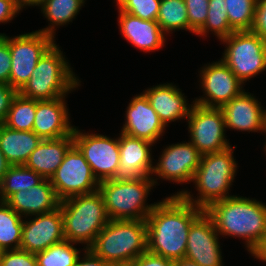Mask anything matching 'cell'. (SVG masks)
<instances>
[{
	"label": "cell",
	"instance_id": "obj_1",
	"mask_svg": "<svg viewBox=\"0 0 266 266\" xmlns=\"http://www.w3.org/2000/svg\"><path fill=\"white\" fill-rule=\"evenodd\" d=\"M204 211L181 196L157 202L146 219L147 250L173 261L185 258L191 224Z\"/></svg>",
	"mask_w": 266,
	"mask_h": 266
},
{
	"label": "cell",
	"instance_id": "obj_2",
	"mask_svg": "<svg viewBox=\"0 0 266 266\" xmlns=\"http://www.w3.org/2000/svg\"><path fill=\"white\" fill-rule=\"evenodd\" d=\"M205 212L220 236L243 239L251 255L266 237V203L255 198L233 195L212 203Z\"/></svg>",
	"mask_w": 266,
	"mask_h": 266
},
{
	"label": "cell",
	"instance_id": "obj_3",
	"mask_svg": "<svg viewBox=\"0 0 266 266\" xmlns=\"http://www.w3.org/2000/svg\"><path fill=\"white\" fill-rule=\"evenodd\" d=\"M233 148L236 145L201 156L200 165L192 180L198 193L197 198L186 189L179 190L173 196H181L186 202L203 210L214 202L233 196L229 190L238 170Z\"/></svg>",
	"mask_w": 266,
	"mask_h": 266
},
{
	"label": "cell",
	"instance_id": "obj_4",
	"mask_svg": "<svg viewBox=\"0 0 266 266\" xmlns=\"http://www.w3.org/2000/svg\"><path fill=\"white\" fill-rule=\"evenodd\" d=\"M56 42L39 59L31 77L19 93L34 100H54L81 86L77 74Z\"/></svg>",
	"mask_w": 266,
	"mask_h": 266
},
{
	"label": "cell",
	"instance_id": "obj_5",
	"mask_svg": "<svg viewBox=\"0 0 266 266\" xmlns=\"http://www.w3.org/2000/svg\"><path fill=\"white\" fill-rule=\"evenodd\" d=\"M65 240L89 248L110 221L102 194L75 195L60 202ZM86 245V246H85Z\"/></svg>",
	"mask_w": 266,
	"mask_h": 266
},
{
	"label": "cell",
	"instance_id": "obj_6",
	"mask_svg": "<svg viewBox=\"0 0 266 266\" xmlns=\"http://www.w3.org/2000/svg\"><path fill=\"white\" fill-rule=\"evenodd\" d=\"M146 220H110L88 248L107 263L132 262L147 251Z\"/></svg>",
	"mask_w": 266,
	"mask_h": 266
},
{
	"label": "cell",
	"instance_id": "obj_7",
	"mask_svg": "<svg viewBox=\"0 0 266 266\" xmlns=\"http://www.w3.org/2000/svg\"><path fill=\"white\" fill-rule=\"evenodd\" d=\"M153 187L151 176L131 181L108 179L100 182L98 191L110 220H146L157 203H146Z\"/></svg>",
	"mask_w": 266,
	"mask_h": 266
},
{
	"label": "cell",
	"instance_id": "obj_8",
	"mask_svg": "<svg viewBox=\"0 0 266 266\" xmlns=\"http://www.w3.org/2000/svg\"><path fill=\"white\" fill-rule=\"evenodd\" d=\"M221 60L245 84L266 70V41L252 31H234L221 40Z\"/></svg>",
	"mask_w": 266,
	"mask_h": 266
},
{
	"label": "cell",
	"instance_id": "obj_9",
	"mask_svg": "<svg viewBox=\"0 0 266 266\" xmlns=\"http://www.w3.org/2000/svg\"><path fill=\"white\" fill-rule=\"evenodd\" d=\"M55 42L52 36L38 31L9 36L10 86L13 89L19 92L24 87L39 59Z\"/></svg>",
	"mask_w": 266,
	"mask_h": 266
},
{
	"label": "cell",
	"instance_id": "obj_10",
	"mask_svg": "<svg viewBox=\"0 0 266 266\" xmlns=\"http://www.w3.org/2000/svg\"><path fill=\"white\" fill-rule=\"evenodd\" d=\"M186 120L189 141L201 155L219 152L231 146L225 137L227 130L221 108L193 103Z\"/></svg>",
	"mask_w": 266,
	"mask_h": 266
},
{
	"label": "cell",
	"instance_id": "obj_11",
	"mask_svg": "<svg viewBox=\"0 0 266 266\" xmlns=\"http://www.w3.org/2000/svg\"><path fill=\"white\" fill-rule=\"evenodd\" d=\"M49 180L61 201L75 195L93 193L100 184L75 144L68 149L63 162Z\"/></svg>",
	"mask_w": 266,
	"mask_h": 266
},
{
	"label": "cell",
	"instance_id": "obj_12",
	"mask_svg": "<svg viewBox=\"0 0 266 266\" xmlns=\"http://www.w3.org/2000/svg\"><path fill=\"white\" fill-rule=\"evenodd\" d=\"M73 139L99 182L114 177L119 167V137L111 138L95 132L83 133L75 126Z\"/></svg>",
	"mask_w": 266,
	"mask_h": 266
},
{
	"label": "cell",
	"instance_id": "obj_13",
	"mask_svg": "<svg viewBox=\"0 0 266 266\" xmlns=\"http://www.w3.org/2000/svg\"><path fill=\"white\" fill-rule=\"evenodd\" d=\"M199 86L203 94L193 100L195 104L204 107L221 108L225 103L240 95L244 85L220 59L209 62L199 71Z\"/></svg>",
	"mask_w": 266,
	"mask_h": 266
},
{
	"label": "cell",
	"instance_id": "obj_14",
	"mask_svg": "<svg viewBox=\"0 0 266 266\" xmlns=\"http://www.w3.org/2000/svg\"><path fill=\"white\" fill-rule=\"evenodd\" d=\"M164 148L162 154L159 155L158 162L154 163L151 174L155 186L159 178L177 184H190L200 165L202 155L189 140L173 143Z\"/></svg>",
	"mask_w": 266,
	"mask_h": 266
},
{
	"label": "cell",
	"instance_id": "obj_15",
	"mask_svg": "<svg viewBox=\"0 0 266 266\" xmlns=\"http://www.w3.org/2000/svg\"><path fill=\"white\" fill-rule=\"evenodd\" d=\"M219 237L212 218L204 211L191 224L185 258L200 266H224Z\"/></svg>",
	"mask_w": 266,
	"mask_h": 266
},
{
	"label": "cell",
	"instance_id": "obj_16",
	"mask_svg": "<svg viewBox=\"0 0 266 266\" xmlns=\"http://www.w3.org/2000/svg\"><path fill=\"white\" fill-rule=\"evenodd\" d=\"M33 216L23 218L21 250L36 254L65 240L60 207Z\"/></svg>",
	"mask_w": 266,
	"mask_h": 266
},
{
	"label": "cell",
	"instance_id": "obj_17",
	"mask_svg": "<svg viewBox=\"0 0 266 266\" xmlns=\"http://www.w3.org/2000/svg\"><path fill=\"white\" fill-rule=\"evenodd\" d=\"M152 146H155V144L120 132L119 167L112 179L115 181H131L152 176L154 168Z\"/></svg>",
	"mask_w": 266,
	"mask_h": 266
},
{
	"label": "cell",
	"instance_id": "obj_18",
	"mask_svg": "<svg viewBox=\"0 0 266 266\" xmlns=\"http://www.w3.org/2000/svg\"><path fill=\"white\" fill-rule=\"evenodd\" d=\"M245 91L221 107L226 129L263 132L266 136V109L254 94Z\"/></svg>",
	"mask_w": 266,
	"mask_h": 266
},
{
	"label": "cell",
	"instance_id": "obj_19",
	"mask_svg": "<svg viewBox=\"0 0 266 266\" xmlns=\"http://www.w3.org/2000/svg\"><path fill=\"white\" fill-rule=\"evenodd\" d=\"M125 112L121 133L147 140L153 144L165 134L166 126L143 92L131 98Z\"/></svg>",
	"mask_w": 266,
	"mask_h": 266
},
{
	"label": "cell",
	"instance_id": "obj_20",
	"mask_svg": "<svg viewBox=\"0 0 266 266\" xmlns=\"http://www.w3.org/2000/svg\"><path fill=\"white\" fill-rule=\"evenodd\" d=\"M66 96L54 100H36L34 131L42 140L58 139L71 135L74 130L70 122Z\"/></svg>",
	"mask_w": 266,
	"mask_h": 266
},
{
	"label": "cell",
	"instance_id": "obj_21",
	"mask_svg": "<svg viewBox=\"0 0 266 266\" xmlns=\"http://www.w3.org/2000/svg\"><path fill=\"white\" fill-rule=\"evenodd\" d=\"M118 26L122 37L143 52L158 51L165 46L166 34L157 21L143 20L118 8Z\"/></svg>",
	"mask_w": 266,
	"mask_h": 266
},
{
	"label": "cell",
	"instance_id": "obj_22",
	"mask_svg": "<svg viewBox=\"0 0 266 266\" xmlns=\"http://www.w3.org/2000/svg\"><path fill=\"white\" fill-rule=\"evenodd\" d=\"M143 93L166 127L168 123L188 118L194 103L193 101L191 104L187 103V96L172 82L157 84L143 90Z\"/></svg>",
	"mask_w": 266,
	"mask_h": 266
},
{
	"label": "cell",
	"instance_id": "obj_23",
	"mask_svg": "<svg viewBox=\"0 0 266 266\" xmlns=\"http://www.w3.org/2000/svg\"><path fill=\"white\" fill-rule=\"evenodd\" d=\"M5 202L25 218L56 210L60 207L61 200L57 197L50 180L44 178L29 190H21L12 194Z\"/></svg>",
	"mask_w": 266,
	"mask_h": 266
},
{
	"label": "cell",
	"instance_id": "obj_24",
	"mask_svg": "<svg viewBox=\"0 0 266 266\" xmlns=\"http://www.w3.org/2000/svg\"><path fill=\"white\" fill-rule=\"evenodd\" d=\"M74 144L73 133L58 139H44L30 154L25 166L50 179Z\"/></svg>",
	"mask_w": 266,
	"mask_h": 266
},
{
	"label": "cell",
	"instance_id": "obj_25",
	"mask_svg": "<svg viewBox=\"0 0 266 266\" xmlns=\"http://www.w3.org/2000/svg\"><path fill=\"white\" fill-rule=\"evenodd\" d=\"M41 141L34 131L14 130L0 124V149L11 165H25Z\"/></svg>",
	"mask_w": 266,
	"mask_h": 266
},
{
	"label": "cell",
	"instance_id": "obj_26",
	"mask_svg": "<svg viewBox=\"0 0 266 266\" xmlns=\"http://www.w3.org/2000/svg\"><path fill=\"white\" fill-rule=\"evenodd\" d=\"M86 0H45L38 7L48 20L46 28L36 30L55 39L57 27L70 24L84 6ZM57 26V27H56ZM56 28V29H55Z\"/></svg>",
	"mask_w": 266,
	"mask_h": 266
},
{
	"label": "cell",
	"instance_id": "obj_27",
	"mask_svg": "<svg viewBox=\"0 0 266 266\" xmlns=\"http://www.w3.org/2000/svg\"><path fill=\"white\" fill-rule=\"evenodd\" d=\"M44 178L25 165H11L0 182V201L5 202L12 194L29 190Z\"/></svg>",
	"mask_w": 266,
	"mask_h": 266
},
{
	"label": "cell",
	"instance_id": "obj_28",
	"mask_svg": "<svg viewBox=\"0 0 266 266\" xmlns=\"http://www.w3.org/2000/svg\"><path fill=\"white\" fill-rule=\"evenodd\" d=\"M22 226L23 217L0 201V251L20 249Z\"/></svg>",
	"mask_w": 266,
	"mask_h": 266
},
{
	"label": "cell",
	"instance_id": "obj_29",
	"mask_svg": "<svg viewBox=\"0 0 266 266\" xmlns=\"http://www.w3.org/2000/svg\"><path fill=\"white\" fill-rule=\"evenodd\" d=\"M156 21L166 35L172 34L174 31H189L184 0H161Z\"/></svg>",
	"mask_w": 266,
	"mask_h": 266
},
{
	"label": "cell",
	"instance_id": "obj_30",
	"mask_svg": "<svg viewBox=\"0 0 266 266\" xmlns=\"http://www.w3.org/2000/svg\"><path fill=\"white\" fill-rule=\"evenodd\" d=\"M36 112V100L22 96L19 92L11 102L4 125L21 131H32Z\"/></svg>",
	"mask_w": 266,
	"mask_h": 266
},
{
	"label": "cell",
	"instance_id": "obj_31",
	"mask_svg": "<svg viewBox=\"0 0 266 266\" xmlns=\"http://www.w3.org/2000/svg\"><path fill=\"white\" fill-rule=\"evenodd\" d=\"M233 32L229 24L225 0H209L206 22L195 35L203 38L210 33L221 41Z\"/></svg>",
	"mask_w": 266,
	"mask_h": 266
},
{
	"label": "cell",
	"instance_id": "obj_32",
	"mask_svg": "<svg viewBox=\"0 0 266 266\" xmlns=\"http://www.w3.org/2000/svg\"><path fill=\"white\" fill-rule=\"evenodd\" d=\"M72 243L64 240L60 243L51 245L46 250L36 253L38 266H73L76 259L84 251L77 249Z\"/></svg>",
	"mask_w": 266,
	"mask_h": 266
},
{
	"label": "cell",
	"instance_id": "obj_33",
	"mask_svg": "<svg viewBox=\"0 0 266 266\" xmlns=\"http://www.w3.org/2000/svg\"><path fill=\"white\" fill-rule=\"evenodd\" d=\"M230 27L234 31H251L257 0H225Z\"/></svg>",
	"mask_w": 266,
	"mask_h": 266
},
{
	"label": "cell",
	"instance_id": "obj_34",
	"mask_svg": "<svg viewBox=\"0 0 266 266\" xmlns=\"http://www.w3.org/2000/svg\"><path fill=\"white\" fill-rule=\"evenodd\" d=\"M116 7L143 20L156 21L161 0H114Z\"/></svg>",
	"mask_w": 266,
	"mask_h": 266
},
{
	"label": "cell",
	"instance_id": "obj_35",
	"mask_svg": "<svg viewBox=\"0 0 266 266\" xmlns=\"http://www.w3.org/2000/svg\"><path fill=\"white\" fill-rule=\"evenodd\" d=\"M189 20V32L197 33L205 24L209 0H184Z\"/></svg>",
	"mask_w": 266,
	"mask_h": 266
},
{
	"label": "cell",
	"instance_id": "obj_36",
	"mask_svg": "<svg viewBox=\"0 0 266 266\" xmlns=\"http://www.w3.org/2000/svg\"><path fill=\"white\" fill-rule=\"evenodd\" d=\"M0 266H38L36 255L21 249L1 251Z\"/></svg>",
	"mask_w": 266,
	"mask_h": 266
},
{
	"label": "cell",
	"instance_id": "obj_37",
	"mask_svg": "<svg viewBox=\"0 0 266 266\" xmlns=\"http://www.w3.org/2000/svg\"><path fill=\"white\" fill-rule=\"evenodd\" d=\"M11 54L9 36L0 33V83L10 85Z\"/></svg>",
	"mask_w": 266,
	"mask_h": 266
},
{
	"label": "cell",
	"instance_id": "obj_38",
	"mask_svg": "<svg viewBox=\"0 0 266 266\" xmlns=\"http://www.w3.org/2000/svg\"><path fill=\"white\" fill-rule=\"evenodd\" d=\"M251 31L266 41V0H257L255 20Z\"/></svg>",
	"mask_w": 266,
	"mask_h": 266
},
{
	"label": "cell",
	"instance_id": "obj_39",
	"mask_svg": "<svg viewBox=\"0 0 266 266\" xmlns=\"http://www.w3.org/2000/svg\"><path fill=\"white\" fill-rule=\"evenodd\" d=\"M131 266H174V261L148 250L131 262Z\"/></svg>",
	"mask_w": 266,
	"mask_h": 266
},
{
	"label": "cell",
	"instance_id": "obj_40",
	"mask_svg": "<svg viewBox=\"0 0 266 266\" xmlns=\"http://www.w3.org/2000/svg\"><path fill=\"white\" fill-rule=\"evenodd\" d=\"M17 93L9 84L0 83V124L4 123L11 102Z\"/></svg>",
	"mask_w": 266,
	"mask_h": 266
},
{
	"label": "cell",
	"instance_id": "obj_41",
	"mask_svg": "<svg viewBox=\"0 0 266 266\" xmlns=\"http://www.w3.org/2000/svg\"><path fill=\"white\" fill-rule=\"evenodd\" d=\"M21 11L18 0H0V24L12 21Z\"/></svg>",
	"mask_w": 266,
	"mask_h": 266
},
{
	"label": "cell",
	"instance_id": "obj_42",
	"mask_svg": "<svg viewBox=\"0 0 266 266\" xmlns=\"http://www.w3.org/2000/svg\"><path fill=\"white\" fill-rule=\"evenodd\" d=\"M83 252V255H79L73 266H108L106 261L96 256L90 249L85 248Z\"/></svg>",
	"mask_w": 266,
	"mask_h": 266
},
{
	"label": "cell",
	"instance_id": "obj_43",
	"mask_svg": "<svg viewBox=\"0 0 266 266\" xmlns=\"http://www.w3.org/2000/svg\"><path fill=\"white\" fill-rule=\"evenodd\" d=\"M251 256L261 262H266V237L260 247Z\"/></svg>",
	"mask_w": 266,
	"mask_h": 266
},
{
	"label": "cell",
	"instance_id": "obj_44",
	"mask_svg": "<svg viewBox=\"0 0 266 266\" xmlns=\"http://www.w3.org/2000/svg\"><path fill=\"white\" fill-rule=\"evenodd\" d=\"M11 164L5 158L3 152L0 149V182L2 181L5 173L8 171Z\"/></svg>",
	"mask_w": 266,
	"mask_h": 266
},
{
	"label": "cell",
	"instance_id": "obj_45",
	"mask_svg": "<svg viewBox=\"0 0 266 266\" xmlns=\"http://www.w3.org/2000/svg\"><path fill=\"white\" fill-rule=\"evenodd\" d=\"M20 4V8L23 10L26 7H38L41 5L45 0H18Z\"/></svg>",
	"mask_w": 266,
	"mask_h": 266
},
{
	"label": "cell",
	"instance_id": "obj_46",
	"mask_svg": "<svg viewBox=\"0 0 266 266\" xmlns=\"http://www.w3.org/2000/svg\"><path fill=\"white\" fill-rule=\"evenodd\" d=\"M174 266H200L198 263L187 258H182L174 261Z\"/></svg>",
	"mask_w": 266,
	"mask_h": 266
},
{
	"label": "cell",
	"instance_id": "obj_47",
	"mask_svg": "<svg viewBox=\"0 0 266 266\" xmlns=\"http://www.w3.org/2000/svg\"><path fill=\"white\" fill-rule=\"evenodd\" d=\"M108 266H131L130 262L108 263Z\"/></svg>",
	"mask_w": 266,
	"mask_h": 266
},
{
	"label": "cell",
	"instance_id": "obj_48",
	"mask_svg": "<svg viewBox=\"0 0 266 266\" xmlns=\"http://www.w3.org/2000/svg\"><path fill=\"white\" fill-rule=\"evenodd\" d=\"M265 139H266V138H265ZM264 146H265V147H264V149H265L264 151L266 152V142H265ZM265 155H266V153H265Z\"/></svg>",
	"mask_w": 266,
	"mask_h": 266
}]
</instances>
